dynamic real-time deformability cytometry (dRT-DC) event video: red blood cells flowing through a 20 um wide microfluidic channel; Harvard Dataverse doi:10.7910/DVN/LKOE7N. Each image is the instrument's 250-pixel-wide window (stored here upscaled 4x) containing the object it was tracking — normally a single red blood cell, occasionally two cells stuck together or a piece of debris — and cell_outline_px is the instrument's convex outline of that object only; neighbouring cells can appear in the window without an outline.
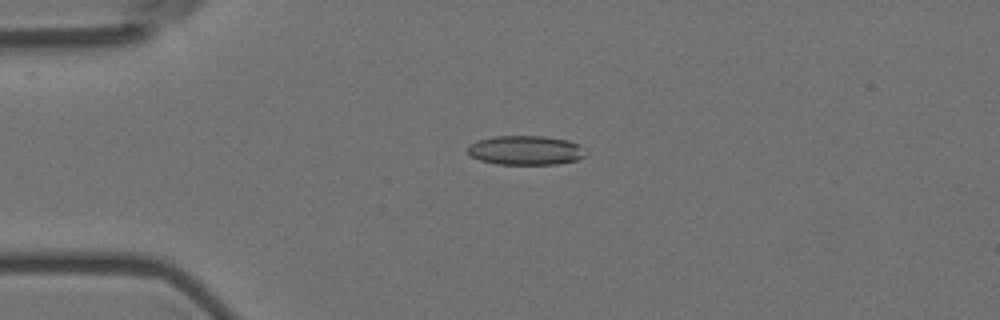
{"species": "Egyptian fruit bat (a non-hibernating species)", "species_latin": "Rousettus aegyptiacus", "temperature_condition": "room temperature", "stored_images_in_passage": 56, "camera_frame_rate_fps": 3000, "um_per_image_px": 0.085, "animal": {"sex": "female"}, "frame": {"image": 1, "passage_image": 13, "time_ms": 4.0, "image_size_px": [1000, 320], "cell_outline_px": [[588, 156], [576, 160], [556, 164], [496, 164], [480, 160], [472, 156], [468, 152], [468, 144], [476, 140], [492, 136], [544, 136], [568, 140], [576, 144], [588, 152]], "centroid_in_image_um": [44.68, 12.77], "position_along_channel_um": 40.3, "area_um2": 20.29}}
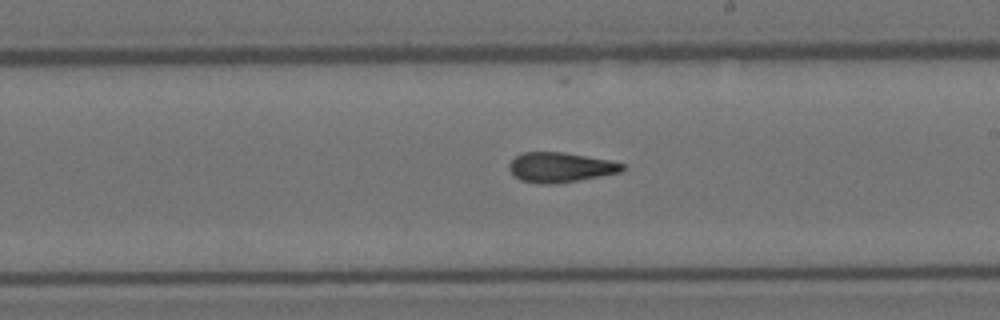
{"frame": {"image": 2, "passage_image": 32, "time_ms": 10.333, "image_size_px": [1000, 320], "cell_outline_px": [[624, 168], [620, 172], [600, 176], [556, 184], [536, 184], [520, 180], [508, 168], [508, 164], [516, 156], [524, 152], [564, 152], [612, 160], [624, 164]], "centroid_in_image_um": [47.63, 14.22], "position_along_channel_um": 241.4, "area_um2": 19.77}}
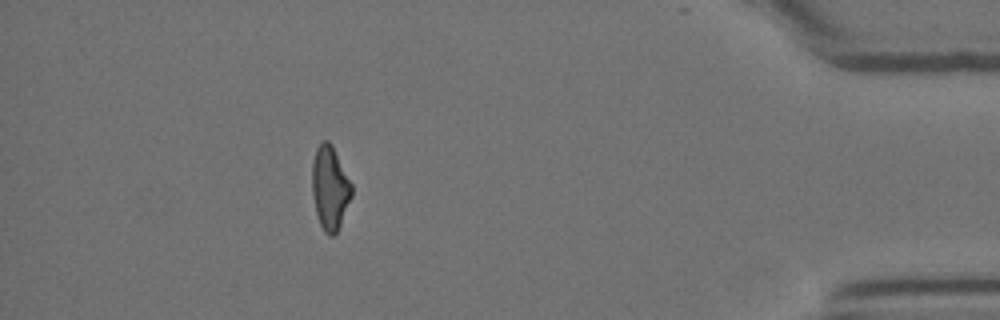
{"frame": {"image": 3, "passage_image": 50, "time_ms": 16.333, "image_size_px": [1000, 320], "cell_outline_px": [[352, 196], [340, 224], [336, 232], [332, 236], [328, 236], [324, 232], [320, 224], [316, 212], [312, 196], [312, 160], [316, 148], [324, 140], [328, 140], [332, 144], [352, 184]], "centroid_in_image_um": [28.03, 15.95], "position_along_channel_um": 407.2, "area_um2": 19.31}, "authors_computed_cell_mechanics": {"area_um2": 19.7387, "velocity_mm_per_s": 3.61, "shape_relaxation_time_tau1_ms": null, "shape_relaxation_time_tau2_ms": 2.1967, "deformation_change_tau1": null, "deformation_change_tau2": 0.0991}}